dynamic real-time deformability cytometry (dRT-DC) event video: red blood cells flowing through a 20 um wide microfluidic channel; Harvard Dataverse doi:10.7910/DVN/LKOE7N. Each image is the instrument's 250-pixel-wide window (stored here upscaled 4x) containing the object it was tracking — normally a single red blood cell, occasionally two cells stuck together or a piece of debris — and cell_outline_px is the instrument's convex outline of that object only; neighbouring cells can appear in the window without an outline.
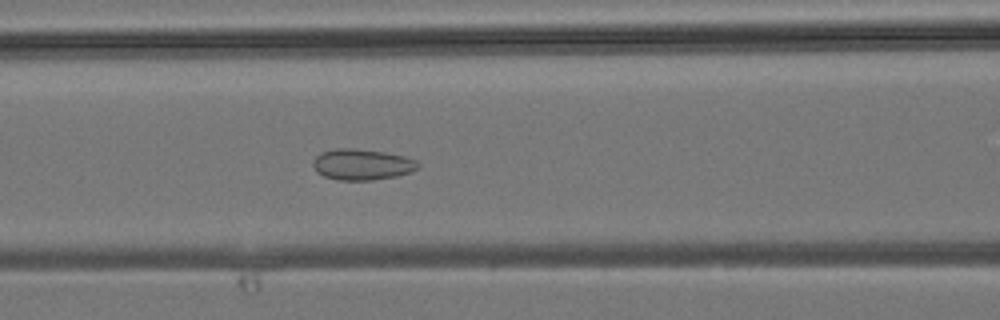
{"species": "common noctule bat (a hibernating species)", "species_latin": "Nyctalus noctula", "temperature_condition": "room temperature", "stored_images_in_passage": 43, "camera_frame_rate_fps": 3000, "um_per_image_px": 0.085, "animal": {"sex": "male", "body_mass_g": 19.2, "forearm_length_mm": 51.8}, "frame": {"image": 1, "passage_image": 18, "time_ms": 5.667, "image_size_px": [1000, 320], "cell_outline_px": [[420, 164], [416, 168], [408, 172], [396, 176], [372, 180], [340, 180], [324, 176], [316, 172], [312, 164], [312, 160], [320, 152], [336, 148], [352, 148], [384, 152], [404, 156], [416, 160]], "centroid_in_image_um": [30.72, 13.97], "position_along_channel_um": 135.9, "area_um2": 18.9}}
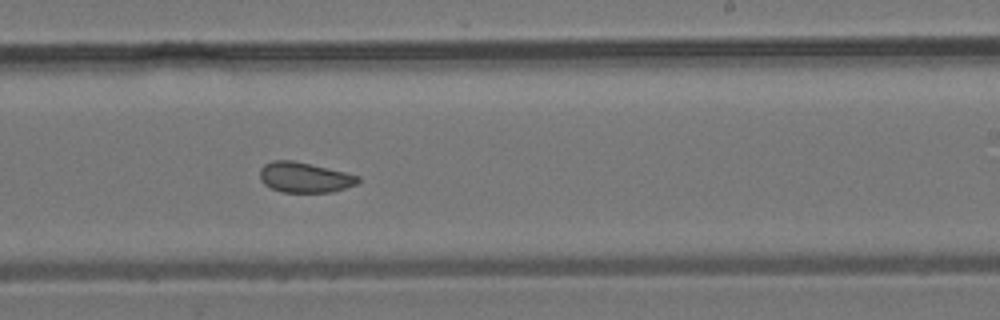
{"frame": {"image": 2, "passage_image": 26, "time_ms": 8.333, "image_size_px": [1000, 320], "cell_outline_px": [[360, 180], [356, 184], [332, 192], [280, 192], [264, 184], [260, 180], [260, 168], [264, 164], [272, 160], [292, 160], [348, 172], [360, 176]], "centroid_in_image_um": [25.89, 15.07], "position_along_channel_um": 263.1, "area_um2": 17.46}}
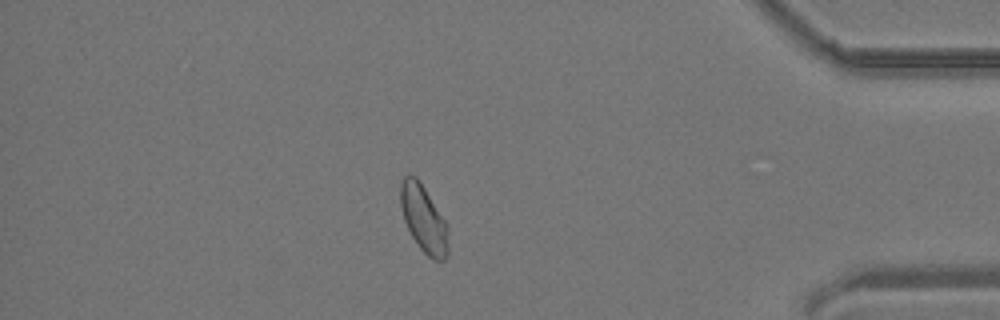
{"frame": {"image": 3, "passage_image": 37, "time_ms": 12.0, "image_size_px": [1000, 320], "cell_outline_px": [[448, 256], [444, 260], [432, 260], [420, 248], [412, 236], [404, 220], [400, 204], [400, 180], [404, 176], [416, 176], [448, 224]], "centroid_in_image_um": [36.02, 18.61], "position_along_channel_um": 399.2, "area_um2": 18.67}}